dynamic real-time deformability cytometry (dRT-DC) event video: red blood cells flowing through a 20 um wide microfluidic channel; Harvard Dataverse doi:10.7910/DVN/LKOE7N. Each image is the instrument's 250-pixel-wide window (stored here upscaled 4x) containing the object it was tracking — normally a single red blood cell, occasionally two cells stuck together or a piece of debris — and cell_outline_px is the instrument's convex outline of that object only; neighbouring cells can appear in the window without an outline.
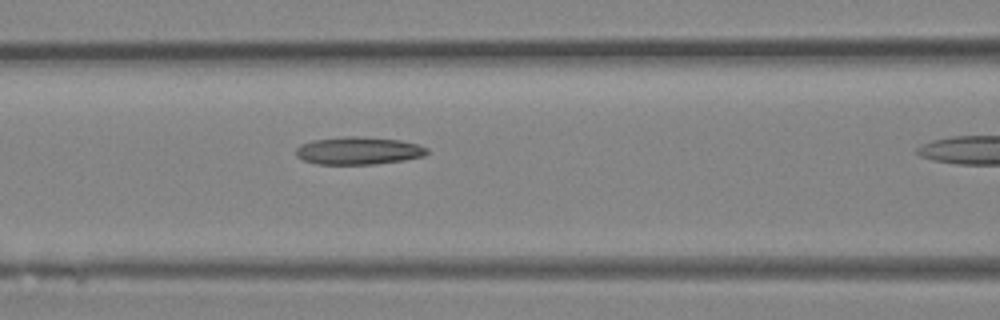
{"species": "Egyptian fruit bat (a non-hibernating species)", "species_latin": "Rousettus aegyptiacus", "temperature_condition": "room temperature", "stored_images_in_passage": 18, "camera_frame_rate_fps": 3000, "um_per_image_px": 0.085, "animal": {"sex": "female"}, "frame": {"image": 1, "passage_image": 13, "time_ms": 4.0, "image_size_px": [1000, 320], "cell_outline_px": [[428, 152], [424, 156], [404, 160], [372, 164], [316, 164], [304, 160], [296, 156], [296, 148], [300, 144], [312, 140], [344, 136], [356, 136], [400, 140], [416, 144], [428, 148]], "centroid_in_image_um": [30.44, 12.8], "position_along_channel_um": 136.2, "area_um2": 21.1}}